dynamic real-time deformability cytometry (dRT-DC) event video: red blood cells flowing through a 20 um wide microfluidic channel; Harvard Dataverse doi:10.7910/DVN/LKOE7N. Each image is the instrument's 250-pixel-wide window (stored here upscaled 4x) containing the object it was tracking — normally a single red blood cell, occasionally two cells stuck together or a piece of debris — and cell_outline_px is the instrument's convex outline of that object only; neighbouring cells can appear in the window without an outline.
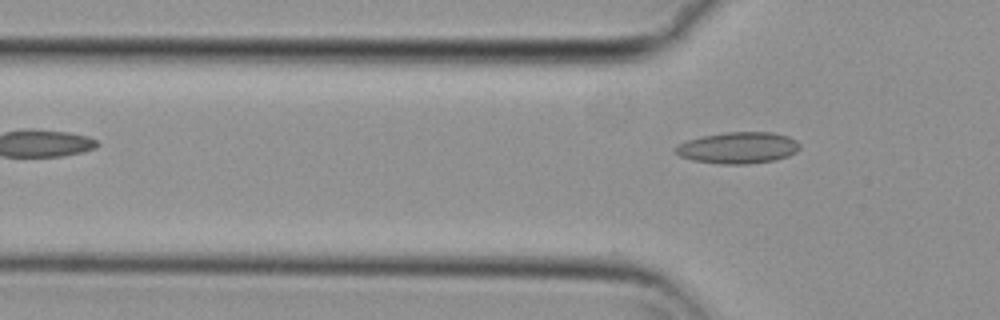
{"species": "common noctule bat (a hibernating species)", "species_latin": "Nyctalus noctula", "temperature_condition": "cold", "stored_images_in_passage": 2, "camera_frame_rate_fps": 3000, "um_per_image_px": 0.085, "animal": {"sex": "female", "body_mass_g": 29.2, "forearm_length_mm": 56.3}, "frame": {"image": 1, "passage_image": 2, "time_ms": 0.333, "image_size_px": [1000, 320], "cell_outline_px": [[800, 148], [796, 152], [788, 156], [776, 160], [748, 164], [720, 164], [692, 160], [680, 156], [676, 152], [676, 144], [700, 136], [724, 132], [772, 132], [788, 136], [796, 140], [800, 144]], "centroid_in_image_um": [62.75, 12.56], "position_along_channel_um": 63.1, "area_um2": 22.95}}